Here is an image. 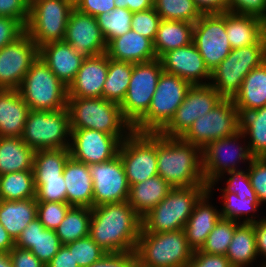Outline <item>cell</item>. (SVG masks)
Wrapping results in <instances>:
<instances>
[{
  "mask_svg": "<svg viewBox=\"0 0 266 267\" xmlns=\"http://www.w3.org/2000/svg\"><path fill=\"white\" fill-rule=\"evenodd\" d=\"M89 236L106 253L136 250L142 217L128 201L106 203L91 208Z\"/></svg>",
  "mask_w": 266,
  "mask_h": 267,
  "instance_id": "cell-1",
  "label": "cell"
},
{
  "mask_svg": "<svg viewBox=\"0 0 266 267\" xmlns=\"http://www.w3.org/2000/svg\"><path fill=\"white\" fill-rule=\"evenodd\" d=\"M156 156L158 175L173 188L206 185L200 147L156 133Z\"/></svg>",
  "mask_w": 266,
  "mask_h": 267,
  "instance_id": "cell-2",
  "label": "cell"
},
{
  "mask_svg": "<svg viewBox=\"0 0 266 267\" xmlns=\"http://www.w3.org/2000/svg\"><path fill=\"white\" fill-rule=\"evenodd\" d=\"M71 129H92L116 136L121 142L133 131L120 104L104 98L68 97Z\"/></svg>",
  "mask_w": 266,
  "mask_h": 267,
  "instance_id": "cell-3",
  "label": "cell"
},
{
  "mask_svg": "<svg viewBox=\"0 0 266 267\" xmlns=\"http://www.w3.org/2000/svg\"><path fill=\"white\" fill-rule=\"evenodd\" d=\"M207 191V185L172 188L162 201L142 217V228L150 233L184 229L195 204Z\"/></svg>",
  "mask_w": 266,
  "mask_h": 267,
  "instance_id": "cell-4",
  "label": "cell"
},
{
  "mask_svg": "<svg viewBox=\"0 0 266 267\" xmlns=\"http://www.w3.org/2000/svg\"><path fill=\"white\" fill-rule=\"evenodd\" d=\"M135 252L143 267H185L194 254L184 229L150 233L142 228Z\"/></svg>",
  "mask_w": 266,
  "mask_h": 267,
  "instance_id": "cell-5",
  "label": "cell"
},
{
  "mask_svg": "<svg viewBox=\"0 0 266 267\" xmlns=\"http://www.w3.org/2000/svg\"><path fill=\"white\" fill-rule=\"evenodd\" d=\"M18 92L30 110L56 111L67 107L68 87L41 57L32 63Z\"/></svg>",
  "mask_w": 266,
  "mask_h": 267,
  "instance_id": "cell-6",
  "label": "cell"
},
{
  "mask_svg": "<svg viewBox=\"0 0 266 267\" xmlns=\"http://www.w3.org/2000/svg\"><path fill=\"white\" fill-rule=\"evenodd\" d=\"M266 61V34L254 45L232 49L211 72L209 84L223 97L233 99L245 76Z\"/></svg>",
  "mask_w": 266,
  "mask_h": 267,
  "instance_id": "cell-7",
  "label": "cell"
},
{
  "mask_svg": "<svg viewBox=\"0 0 266 267\" xmlns=\"http://www.w3.org/2000/svg\"><path fill=\"white\" fill-rule=\"evenodd\" d=\"M192 85L184 79L162 72L147 113L132 127L140 133H159L182 104Z\"/></svg>",
  "mask_w": 266,
  "mask_h": 267,
  "instance_id": "cell-8",
  "label": "cell"
},
{
  "mask_svg": "<svg viewBox=\"0 0 266 267\" xmlns=\"http://www.w3.org/2000/svg\"><path fill=\"white\" fill-rule=\"evenodd\" d=\"M71 128L66 108L56 111L30 110L22 139L34 151L69 148Z\"/></svg>",
  "mask_w": 266,
  "mask_h": 267,
  "instance_id": "cell-9",
  "label": "cell"
},
{
  "mask_svg": "<svg viewBox=\"0 0 266 267\" xmlns=\"http://www.w3.org/2000/svg\"><path fill=\"white\" fill-rule=\"evenodd\" d=\"M202 157L203 177L207 186L223 174L247 169L254 158L241 130L232 136L210 142L202 149Z\"/></svg>",
  "mask_w": 266,
  "mask_h": 267,
  "instance_id": "cell-10",
  "label": "cell"
},
{
  "mask_svg": "<svg viewBox=\"0 0 266 267\" xmlns=\"http://www.w3.org/2000/svg\"><path fill=\"white\" fill-rule=\"evenodd\" d=\"M73 9L65 0H30L26 33L38 48L51 42L64 41Z\"/></svg>",
  "mask_w": 266,
  "mask_h": 267,
  "instance_id": "cell-11",
  "label": "cell"
},
{
  "mask_svg": "<svg viewBox=\"0 0 266 267\" xmlns=\"http://www.w3.org/2000/svg\"><path fill=\"white\" fill-rule=\"evenodd\" d=\"M240 130V115L233 99L223 98L214 108L197 118L180 137L204 149L213 140L234 135Z\"/></svg>",
  "mask_w": 266,
  "mask_h": 267,
  "instance_id": "cell-12",
  "label": "cell"
},
{
  "mask_svg": "<svg viewBox=\"0 0 266 267\" xmlns=\"http://www.w3.org/2000/svg\"><path fill=\"white\" fill-rule=\"evenodd\" d=\"M160 59L133 63L126 96L120 104L123 118L133 127L148 111L162 74Z\"/></svg>",
  "mask_w": 266,
  "mask_h": 267,
  "instance_id": "cell-13",
  "label": "cell"
},
{
  "mask_svg": "<svg viewBox=\"0 0 266 267\" xmlns=\"http://www.w3.org/2000/svg\"><path fill=\"white\" fill-rule=\"evenodd\" d=\"M120 156L129 186L158 175L156 133L132 131L120 144Z\"/></svg>",
  "mask_w": 266,
  "mask_h": 267,
  "instance_id": "cell-14",
  "label": "cell"
},
{
  "mask_svg": "<svg viewBox=\"0 0 266 267\" xmlns=\"http://www.w3.org/2000/svg\"><path fill=\"white\" fill-rule=\"evenodd\" d=\"M193 43L212 72L232 50L225 30V12L203 13L194 23Z\"/></svg>",
  "mask_w": 266,
  "mask_h": 267,
  "instance_id": "cell-15",
  "label": "cell"
},
{
  "mask_svg": "<svg viewBox=\"0 0 266 267\" xmlns=\"http://www.w3.org/2000/svg\"><path fill=\"white\" fill-rule=\"evenodd\" d=\"M222 99L210 84L192 85L182 104L159 134L181 137L197 118L209 113Z\"/></svg>",
  "mask_w": 266,
  "mask_h": 267,
  "instance_id": "cell-16",
  "label": "cell"
},
{
  "mask_svg": "<svg viewBox=\"0 0 266 267\" xmlns=\"http://www.w3.org/2000/svg\"><path fill=\"white\" fill-rule=\"evenodd\" d=\"M39 57L37 44L25 32L0 49V89H18L32 63Z\"/></svg>",
  "mask_w": 266,
  "mask_h": 267,
  "instance_id": "cell-17",
  "label": "cell"
},
{
  "mask_svg": "<svg viewBox=\"0 0 266 267\" xmlns=\"http://www.w3.org/2000/svg\"><path fill=\"white\" fill-rule=\"evenodd\" d=\"M88 166L93 181V207L128 200L130 186L119 155L107 162Z\"/></svg>",
  "mask_w": 266,
  "mask_h": 267,
  "instance_id": "cell-18",
  "label": "cell"
},
{
  "mask_svg": "<svg viewBox=\"0 0 266 267\" xmlns=\"http://www.w3.org/2000/svg\"><path fill=\"white\" fill-rule=\"evenodd\" d=\"M121 141L113 135L92 129H71L70 157L89 164L107 162L118 155Z\"/></svg>",
  "mask_w": 266,
  "mask_h": 267,
  "instance_id": "cell-19",
  "label": "cell"
},
{
  "mask_svg": "<svg viewBox=\"0 0 266 267\" xmlns=\"http://www.w3.org/2000/svg\"><path fill=\"white\" fill-rule=\"evenodd\" d=\"M64 41L86 57L106 53L107 43L96 17L73 9L67 22Z\"/></svg>",
  "mask_w": 266,
  "mask_h": 267,
  "instance_id": "cell-20",
  "label": "cell"
},
{
  "mask_svg": "<svg viewBox=\"0 0 266 267\" xmlns=\"http://www.w3.org/2000/svg\"><path fill=\"white\" fill-rule=\"evenodd\" d=\"M159 59L163 72L176 75L191 85H205L210 82L211 72L193 42L170 50Z\"/></svg>",
  "mask_w": 266,
  "mask_h": 267,
  "instance_id": "cell-21",
  "label": "cell"
},
{
  "mask_svg": "<svg viewBox=\"0 0 266 267\" xmlns=\"http://www.w3.org/2000/svg\"><path fill=\"white\" fill-rule=\"evenodd\" d=\"M109 57L106 53L84 58L74 81L68 87V97L102 98Z\"/></svg>",
  "mask_w": 266,
  "mask_h": 267,
  "instance_id": "cell-22",
  "label": "cell"
},
{
  "mask_svg": "<svg viewBox=\"0 0 266 267\" xmlns=\"http://www.w3.org/2000/svg\"><path fill=\"white\" fill-rule=\"evenodd\" d=\"M207 191L195 204L184 227V232L190 247L196 251L204 245L209 233L220 220V209L215 203L214 197ZM212 199V200H211ZM215 205V206H214Z\"/></svg>",
  "mask_w": 266,
  "mask_h": 267,
  "instance_id": "cell-23",
  "label": "cell"
},
{
  "mask_svg": "<svg viewBox=\"0 0 266 267\" xmlns=\"http://www.w3.org/2000/svg\"><path fill=\"white\" fill-rule=\"evenodd\" d=\"M39 57L66 87L74 81L85 58L65 41L51 42L41 46Z\"/></svg>",
  "mask_w": 266,
  "mask_h": 267,
  "instance_id": "cell-24",
  "label": "cell"
},
{
  "mask_svg": "<svg viewBox=\"0 0 266 267\" xmlns=\"http://www.w3.org/2000/svg\"><path fill=\"white\" fill-rule=\"evenodd\" d=\"M15 246L30 250L46 266L62 244L55 230L46 229L36 218L23 229Z\"/></svg>",
  "mask_w": 266,
  "mask_h": 267,
  "instance_id": "cell-25",
  "label": "cell"
},
{
  "mask_svg": "<svg viewBox=\"0 0 266 267\" xmlns=\"http://www.w3.org/2000/svg\"><path fill=\"white\" fill-rule=\"evenodd\" d=\"M106 54L112 60L134 64L157 59L153 42L132 29L112 39L107 44Z\"/></svg>",
  "mask_w": 266,
  "mask_h": 267,
  "instance_id": "cell-26",
  "label": "cell"
},
{
  "mask_svg": "<svg viewBox=\"0 0 266 267\" xmlns=\"http://www.w3.org/2000/svg\"><path fill=\"white\" fill-rule=\"evenodd\" d=\"M67 203L76 207L93 208V181L89 166L69 158L63 170Z\"/></svg>",
  "mask_w": 266,
  "mask_h": 267,
  "instance_id": "cell-27",
  "label": "cell"
},
{
  "mask_svg": "<svg viewBox=\"0 0 266 267\" xmlns=\"http://www.w3.org/2000/svg\"><path fill=\"white\" fill-rule=\"evenodd\" d=\"M30 108L18 89H0V137H22Z\"/></svg>",
  "mask_w": 266,
  "mask_h": 267,
  "instance_id": "cell-28",
  "label": "cell"
},
{
  "mask_svg": "<svg viewBox=\"0 0 266 267\" xmlns=\"http://www.w3.org/2000/svg\"><path fill=\"white\" fill-rule=\"evenodd\" d=\"M225 30L232 49L256 44L266 34V22L251 15L225 12Z\"/></svg>",
  "mask_w": 266,
  "mask_h": 267,
  "instance_id": "cell-29",
  "label": "cell"
},
{
  "mask_svg": "<svg viewBox=\"0 0 266 267\" xmlns=\"http://www.w3.org/2000/svg\"><path fill=\"white\" fill-rule=\"evenodd\" d=\"M233 101L240 116L266 106V61L245 76Z\"/></svg>",
  "mask_w": 266,
  "mask_h": 267,
  "instance_id": "cell-30",
  "label": "cell"
},
{
  "mask_svg": "<svg viewBox=\"0 0 266 267\" xmlns=\"http://www.w3.org/2000/svg\"><path fill=\"white\" fill-rule=\"evenodd\" d=\"M225 256L232 267H254V264L263 267L256 263L259 257L253 223H239L236 226Z\"/></svg>",
  "mask_w": 266,
  "mask_h": 267,
  "instance_id": "cell-31",
  "label": "cell"
},
{
  "mask_svg": "<svg viewBox=\"0 0 266 267\" xmlns=\"http://www.w3.org/2000/svg\"><path fill=\"white\" fill-rule=\"evenodd\" d=\"M37 218V200H0V223L14 241L27 225Z\"/></svg>",
  "mask_w": 266,
  "mask_h": 267,
  "instance_id": "cell-32",
  "label": "cell"
},
{
  "mask_svg": "<svg viewBox=\"0 0 266 267\" xmlns=\"http://www.w3.org/2000/svg\"><path fill=\"white\" fill-rule=\"evenodd\" d=\"M172 188L161 176L156 175L130 186L127 201L143 217L162 201Z\"/></svg>",
  "mask_w": 266,
  "mask_h": 267,
  "instance_id": "cell-33",
  "label": "cell"
},
{
  "mask_svg": "<svg viewBox=\"0 0 266 267\" xmlns=\"http://www.w3.org/2000/svg\"><path fill=\"white\" fill-rule=\"evenodd\" d=\"M194 23L175 20H161L155 40L154 51L159 59L164 53L181 48L193 42Z\"/></svg>",
  "mask_w": 266,
  "mask_h": 267,
  "instance_id": "cell-34",
  "label": "cell"
},
{
  "mask_svg": "<svg viewBox=\"0 0 266 267\" xmlns=\"http://www.w3.org/2000/svg\"><path fill=\"white\" fill-rule=\"evenodd\" d=\"M35 151L19 137H0V175L33 170Z\"/></svg>",
  "mask_w": 266,
  "mask_h": 267,
  "instance_id": "cell-35",
  "label": "cell"
},
{
  "mask_svg": "<svg viewBox=\"0 0 266 267\" xmlns=\"http://www.w3.org/2000/svg\"><path fill=\"white\" fill-rule=\"evenodd\" d=\"M220 191V216L221 218L230 219L239 223H255L262 216L258 214L261 210V204L258 199H250L247 197L237 196L235 193L228 190ZM256 214V215H255Z\"/></svg>",
  "mask_w": 266,
  "mask_h": 267,
  "instance_id": "cell-36",
  "label": "cell"
},
{
  "mask_svg": "<svg viewBox=\"0 0 266 267\" xmlns=\"http://www.w3.org/2000/svg\"><path fill=\"white\" fill-rule=\"evenodd\" d=\"M240 130L251 155L254 158L266 157V106L243 113L240 116Z\"/></svg>",
  "mask_w": 266,
  "mask_h": 267,
  "instance_id": "cell-37",
  "label": "cell"
},
{
  "mask_svg": "<svg viewBox=\"0 0 266 267\" xmlns=\"http://www.w3.org/2000/svg\"><path fill=\"white\" fill-rule=\"evenodd\" d=\"M132 71L133 63L109 58L108 73L102 90V98L121 104L126 96Z\"/></svg>",
  "mask_w": 266,
  "mask_h": 267,
  "instance_id": "cell-38",
  "label": "cell"
},
{
  "mask_svg": "<svg viewBox=\"0 0 266 267\" xmlns=\"http://www.w3.org/2000/svg\"><path fill=\"white\" fill-rule=\"evenodd\" d=\"M69 158V148L35 151L33 158L34 180L61 179L64 166Z\"/></svg>",
  "mask_w": 266,
  "mask_h": 267,
  "instance_id": "cell-39",
  "label": "cell"
},
{
  "mask_svg": "<svg viewBox=\"0 0 266 267\" xmlns=\"http://www.w3.org/2000/svg\"><path fill=\"white\" fill-rule=\"evenodd\" d=\"M36 198L33 170L0 175V200Z\"/></svg>",
  "mask_w": 266,
  "mask_h": 267,
  "instance_id": "cell-40",
  "label": "cell"
},
{
  "mask_svg": "<svg viewBox=\"0 0 266 267\" xmlns=\"http://www.w3.org/2000/svg\"><path fill=\"white\" fill-rule=\"evenodd\" d=\"M91 208L71 206L63 221L55 229L62 245L89 235Z\"/></svg>",
  "mask_w": 266,
  "mask_h": 267,
  "instance_id": "cell-41",
  "label": "cell"
},
{
  "mask_svg": "<svg viewBox=\"0 0 266 267\" xmlns=\"http://www.w3.org/2000/svg\"><path fill=\"white\" fill-rule=\"evenodd\" d=\"M154 9L161 20L195 23L202 12L193 0H154Z\"/></svg>",
  "mask_w": 266,
  "mask_h": 267,
  "instance_id": "cell-42",
  "label": "cell"
},
{
  "mask_svg": "<svg viewBox=\"0 0 266 267\" xmlns=\"http://www.w3.org/2000/svg\"><path fill=\"white\" fill-rule=\"evenodd\" d=\"M133 13L127 8L116 7L109 13L96 16L99 28L108 44L112 39L131 30Z\"/></svg>",
  "mask_w": 266,
  "mask_h": 267,
  "instance_id": "cell-43",
  "label": "cell"
},
{
  "mask_svg": "<svg viewBox=\"0 0 266 267\" xmlns=\"http://www.w3.org/2000/svg\"><path fill=\"white\" fill-rule=\"evenodd\" d=\"M238 224L237 221L220 218L214 229L209 233L200 251L225 256Z\"/></svg>",
  "mask_w": 266,
  "mask_h": 267,
  "instance_id": "cell-44",
  "label": "cell"
},
{
  "mask_svg": "<svg viewBox=\"0 0 266 267\" xmlns=\"http://www.w3.org/2000/svg\"><path fill=\"white\" fill-rule=\"evenodd\" d=\"M225 179V180H224ZM224 183L223 188H220L219 182ZM228 190L235 193L237 196L247 197L250 199H258L257 195L251 185V181L247 172V169L241 171H234L231 173L223 174L218 180L214 181L211 185L208 186V191L213 195L215 194L214 190Z\"/></svg>",
  "mask_w": 266,
  "mask_h": 267,
  "instance_id": "cell-45",
  "label": "cell"
},
{
  "mask_svg": "<svg viewBox=\"0 0 266 267\" xmlns=\"http://www.w3.org/2000/svg\"><path fill=\"white\" fill-rule=\"evenodd\" d=\"M79 267H87L100 260L106 252L88 235L65 245Z\"/></svg>",
  "mask_w": 266,
  "mask_h": 267,
  "instance_id": "cell-46",
  "label": "cell"
},
{
  "mask_svg": "<svg viewBox=\"0 0 266 267\" xmlns=\"http://www.w3.org/2000/svg\"><path fill=\"white\" fill-rule=\"evenodd\" d=\"M70 207L67 202L37 201V218L46 229L55 230Z\"/></svg>",
  "mask_w": 266,
  "mask_h": 267,
  "instance_id": "cell-47",
  "label": "cell"
},
{
  "mask_svg": "<svg viewBox=\"0 0 266 267\" xmlns=\"http://www.w3.org/2000/svg\"><path fill=\"white\" fill-rule=\"evenodd\" d=\"M36 200L44 202H67L66 184L63 174L61 179L34 180Z\"/></svg>",
  "mask_w": 266,
  "mask_h": 267,
  "instance_id": "cell-48",
  "label": "cell"
},
{
  "mask_svg": "<svg viewBox=\"0 0 266 267\" xmlns=\"http://www.w3.org/2000/svg\"><path fill=\"white\" fill-rule=\"evenodd\" d=\"M160 21L161 17L154 7L148 10L134 12L131 29L154 42Z\"/></svg>",
  "mask_w": 266,
  "mask_h": 267,
  "instance_id": "cell-49",
  "label": "cell"
},
{
  "mask_svg": "<svg viewBox=\"0 0 266 267\" xmlns=\"http://www.w3.org/2000/svg\"><path fill=\"white\" fill-rule=\"evenodd\" d=\"M247 172L259 203L264 206L266 204V157L253 158L247 167Z\"/></svg>",
  "mask_w": 266,
  "mask_h": 267,
  "instance_id": "cell-50",
  "label": "cell"
},
{
  "mask_svg": "<svg viewBox=\"0 0 266 267\" xmlns=\"http://www.w3.org/2000/svg\"><path fill=\"white\" fill-rule=\"evenodd\" d=\"M227 12L255 16L266 22V0H227Z\"/></svg>",
  "mask_w": 266,
  "mask_h": 267,
  "instance_id": "cell-51",
  "label": "cell"
},
{
  "mask_svg": "<svg viewBox=\"0 0 266 267\" xmlns=\"http://www.w3.org/2000/svg\"><path fill=\"white\" fill-rule=\"evenodd\" d=\"M26 32V26L10 17L0 16V49L17 40Z\"/></svg>",
  "mask_w": 266,
  "mask_h": 267,
  "instance_id": "cell-52",
  "label": "cell"
},
{
  "mask_svg": "<svg viewBox=\"0 0 266 267\" xmlns=\"http://www.w3.org/2000/svg\"><path fill=\"white\" fill-rule=\"evenodd\" d=\"M29 7L30 0H0V16L20 20L26 26Z\"/></svg>",
  "mask_w": 266,
  "mask_h": 267,
  "instance_id": "cell-53",
  "label": "cell"
},
{
  "mask_svg": "<svg viewBox=\"0 0 266 267\" xmlns=\"http://www.w3.org/2000/svg\"><path fill=\"white\" fill-rule=\"evenodd\" d=\"M136 262L135 251L106 253L100 260L87 267H133Z\"/></svg>",
  "mask_w": 266,
  "mask_h": 267,
  "instance_id": "cell-54",
  "label": "cell"
},
{
  "mask_svg": "<svg viewBox=\"0 0 266 267\" xmlns=\"http://www.w3.org/2000/svg\"><path fill=\"white\" fill-rule=\"evenodd\" d=\"M185 267H232V265L224 255L208 254L196 250Z\"/></svg>",
  "mask_w": 266,
  "mask_h": 267,
  "instance_id": "cell-55",
  "label": "cell"
},
{
  "mask_svg": "<svg viewBox=\"0 0 266 267\" xmlns=\"http://www.w3.org/2000/svg\"><path fill=\"white\" fill-rule=\"evenodd\" d=\"M115 8V0H81L75 9L82 13L96 17L103 13H109Z\"/></svg>",
  "mask_w": 266,
  "mask_h": 267,
  "instance_id": "cell-56",
  "label": "cell"
},
{
  "mask_svg": "<svg viewBox=\"0 0 266 267\" xmlns=\"http://www.w3.org/2000/svg\"><path fill=\"white\" fill-rule=\"evenodd\" d=\"M13 267H46L30 250L14 246L8 253Z\"/></svg>",
  "mask_w": 266,
  "mask_h": 267,
  "instance_id": "cell-57",
  "label": "cell"
},
{
  "mask_svg": "<svg viewBox=\"0 0 266 267\" xmlns=\"http://www.w3.org/2000/svg\"><path fill=\"white\" fill-rule=\"evenodd\" d=\"M259 221L253 223L255 231V241L258 252L259 265L266 267V216L263 215ZM263 258H262V257Z\"/></svg>",
  "mask_w": 266,
  "mask_h": 267,
  "instance_id": "cell-58",
  "label": "cell"
},
{
  "mask_svg": "<svg viewBox=\"0 0 266 267\" xmlns=\"http://www.w3.org/2000/svg\"><path fill=\"white\" fill-rule=\"evenodd\" d=\"M46 267H79L70 250L62 245Z\"/></svg>",
  "mask_w": 266,
  "mask_h": 267,
  "instance_id": "cell-59",
  "label": "cell"
},
{
  "mask_svg": "<svg viewBox=\"0 0 266 267\" xmlns=\"http://www.w3.org/2000/svg\"><path fill=\"white\" fill-rule=\"evenodd\" d=\"M202 13L227 12V0H193Z\"/></svg>",
  "mask_w": 266,
  "mask_h": 267,
  "instance_id": "cell-60",
  "label": "cell"
},
{
  "mask_svg": "<svg viewBox=\"0 0 266 267\" xmlns=\"http://www.w3.org/2000/svg\"><path fill=\"white\" fill-rule=\"evenodd\" d=\"M116 7L127 8L132 13L154 7V0H115Z\"/></svg>",
  "mask_w": 266,
  "mask_h": 267,
  "instance_id": "cell-61",
  "label": "cell"
},
{
  "mask_svg": "<svg viewBox=\"0 0 266 267\" xmlns=\"http://www.w3.org/2000/svg\"><path fill=\"white\" fill-rule=\"evenodd\" d=\"M15 246V241L0 223V252L9 253Z\"/></svg>",
  "mask_w": 266,
  "mask_h": 267,
  "instance_id": "cell-62",
  "label": "cell"
},
{
  "mask_svg": "<svg viewBox=\"0 0 266 267\" xmlns=\"http://www.w3.org/2000/svg\"><path fill=\"white\" fill-rule=\"evenodd\" d=\"M0 267H13L8 253L0 252Z\"/></svg>",
  "mask_w": 266,
  "mask_h": 267,
  "instance_id": "cell-63",
  "label": "cell"
},
{
  "mask_svg": "<svg viewBox=\"0 0 266 267\" xmlns=\"http://www.w3.org/2000/svg\"><path fill=\"white\" fill-rule=\"evenodd\" d=\"M70 6L76 8L81 0H65Z\"/></svg>",
  "mask_w": 266,
  "mask_h": 267,
  "instance_id": "cell-64",
  "label": "cell"
},
{
  "mask_svg": "<svg viewBox=\"0 0 266 267\" xmlns=\"http://www.w3.org/2000/svg\"><path fill=\"white\" fill-rule=\"evenodd\" d=\"M133 267H143V266H141L138 262H136V263L133 265Z\"/></svg>",
  "mask_w": 266,
  "mask_h": 267,
  "instance_id": "cell-65",
  "label": "cell"
}]
</instances>
